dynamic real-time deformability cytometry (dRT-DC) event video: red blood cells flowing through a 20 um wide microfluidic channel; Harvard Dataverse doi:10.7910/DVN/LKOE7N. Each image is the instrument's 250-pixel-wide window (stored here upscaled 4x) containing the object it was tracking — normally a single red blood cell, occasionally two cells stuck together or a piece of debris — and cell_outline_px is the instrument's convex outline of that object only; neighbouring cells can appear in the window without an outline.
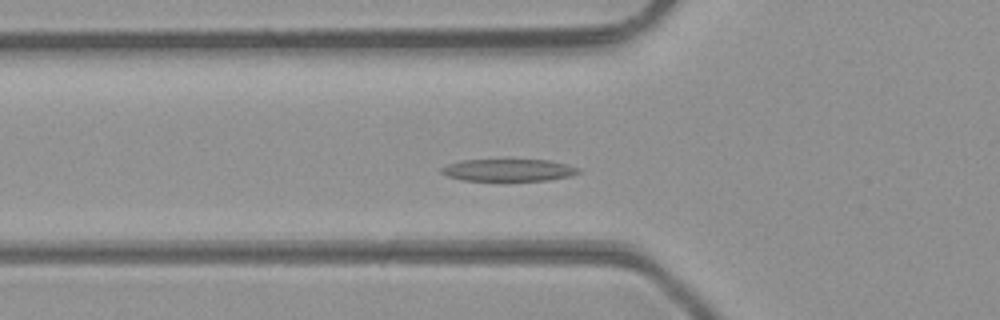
{"species": "common noctule bat (a hibernating species)", "species_latin": "Nyctalus noctula", "temperature_condition": "room temperature", "stored_images_in_passage": 41, "camera_frame_rate_fps": 3000, "um_per_image_px": 0.085, "animal": {"sex": "male", "body_mass_g": 23.1, "forearm_length_mm": 52.7}, "frame": {"image": 1, "passage_image": 14, "time_ms": 4.333, "image_size_px": [1000, 320], "cell_outline_px": [[580, 172], [572, 176], [548, 180], [504, 184], [464, 180], [448, 176], [440, 172], [440, 168], [448, 164], [464, 160], [548, 160], [580, 168]], "centroid_in_image_um": [43.21, 14.52], "position_along_channel_um": 82.6, "area_um2": 18.67}}
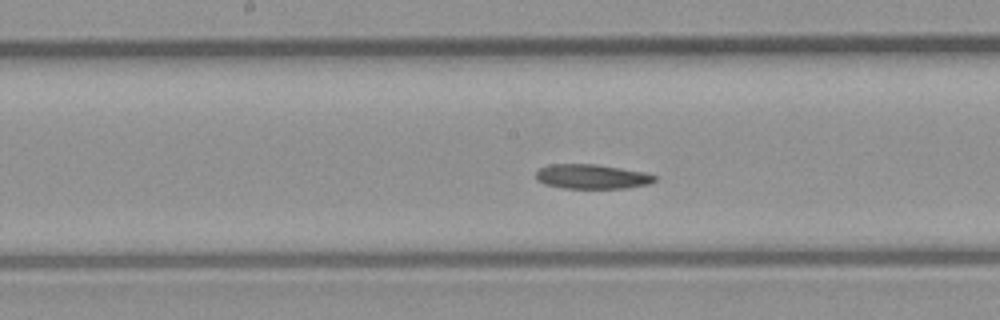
{"frame": {"image": 2, "passage_image": 22, "time_ms": 7.0, "image_size_px": [1000, 320], "cell_outline_px": [[656, 180], [648, 184], [628, 188], [564, 188], [544, 184], [536, 180], [536, 172], [540, 168], [552, 164], [596, 164], [644, 172], [656, 176]], "centroid_in_image_um": [50.3, 15.01], "position_along_channel_um": 197.9, "area_um2": 16.94}}
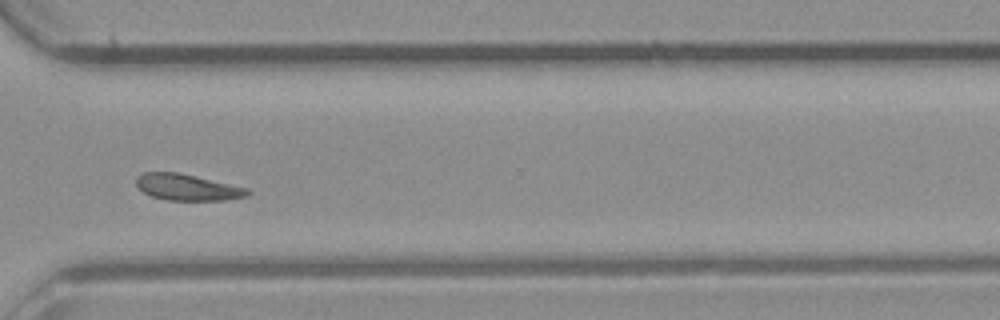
{"frame": {"image": 3, "passage_image": 33, "time_ms": 10.667, "image_size_px": [1000, 320], "cell_outline_px": [[252, 192], [248, 196], [224, 200], [168, 200], [152, 196], [144, 192], [136, 184], [136, 176], [144, 172], [180, 172], [248, 188]], "centroid_in_image_um": [15.95, 15.91], "position_along_channel_um": 354.7, "area_um2": 17.11}, "authors_computed_cell_mechanics": {"area_um2": 17.8024, "velocity_mm_per_s": 4.2846, "shape_relaxation_time_tau1_ms": 10.9452, "shape_relaxation_time_tau2_ms": null, "deformation_change_tau1": 0.1965, "deformation_change_tau2": null}}